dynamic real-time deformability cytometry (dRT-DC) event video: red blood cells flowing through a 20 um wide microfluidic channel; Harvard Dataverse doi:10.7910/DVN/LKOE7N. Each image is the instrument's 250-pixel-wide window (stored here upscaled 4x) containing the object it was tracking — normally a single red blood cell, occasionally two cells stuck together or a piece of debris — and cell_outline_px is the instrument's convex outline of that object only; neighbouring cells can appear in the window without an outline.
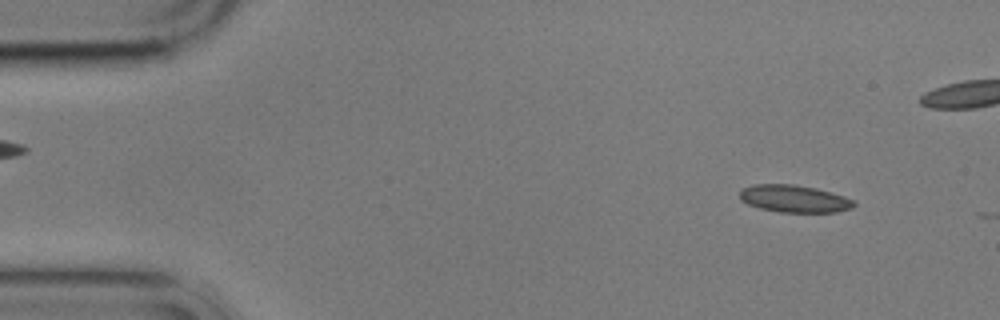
{"species": "common noctule bat (a hibernating species)", "species_latin": "Nyctalus noctula", "temperature_condition": "cold", "stored_images_in_passage": 4, "camera_frame_rate_fps": 3000, "um_per_image_px": 0.085, "animal": {"sex": "male", "body_mass_g": 17.9}, "frame": {"image": 1, "passage_image": 1, "time_ms": 0.0, "image_size_px": [1000, 320], "cell_outline_px": [[856, 204], [852, 208], [836, 212], [780, 212], [760, 208], [748, 204], [740, 200], [740, 188], [756, 184], [792, 184], [816, 188], [844, 196], [856, 200]], "centroid_in_image_um": [67.52, 16.89], "position_along_channel_um": 17.5, "area_um2": 18.26}}